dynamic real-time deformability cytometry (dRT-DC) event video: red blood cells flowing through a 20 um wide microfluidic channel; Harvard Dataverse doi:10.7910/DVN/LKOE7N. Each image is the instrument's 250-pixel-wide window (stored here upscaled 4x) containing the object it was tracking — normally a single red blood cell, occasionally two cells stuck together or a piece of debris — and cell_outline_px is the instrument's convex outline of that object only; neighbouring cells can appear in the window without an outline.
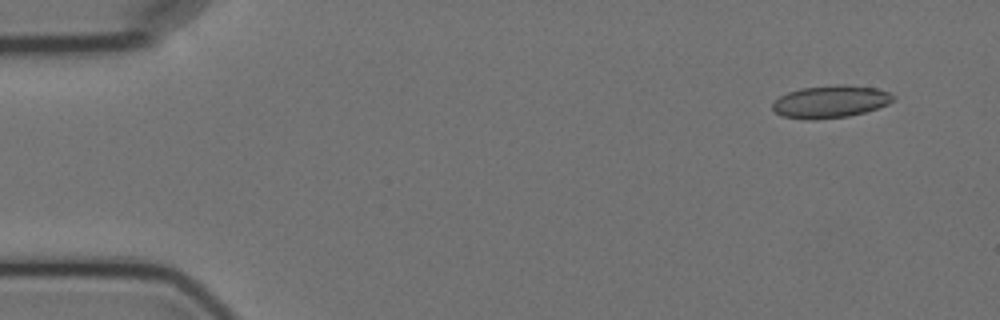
{"species": "Egyptian fruit bat (a non-hibernating species)", "species_latin": "Rousettus aegyptiacus", "temperature_condition": "cold", "stored_images_in_passage": 4, "segment_of_instrument_passage": [2, 2], "camera_frame_rate_fps": 3000, "um_per_image_px": 0.085, "animal": {"sex": "female"}, "frame": {"image": 1, "passage_image": 4, "time_ms": 3.667, "image_size_px": [1000, 320], "cell_outline_px": [[896, 100], [888, 104], [864, 112], [848, 116], [812, 120], [780, 116], [772, 108], [772, 104], [780, 96], [788, 92], [800, 88], [836, 84], [844, 84], [876, 88], [888, 92], [896, 96]], "centroid_in_image_um": [70.6, 8.63], "position_along_channel_um": 14.4, "area_um2": 22.89}}